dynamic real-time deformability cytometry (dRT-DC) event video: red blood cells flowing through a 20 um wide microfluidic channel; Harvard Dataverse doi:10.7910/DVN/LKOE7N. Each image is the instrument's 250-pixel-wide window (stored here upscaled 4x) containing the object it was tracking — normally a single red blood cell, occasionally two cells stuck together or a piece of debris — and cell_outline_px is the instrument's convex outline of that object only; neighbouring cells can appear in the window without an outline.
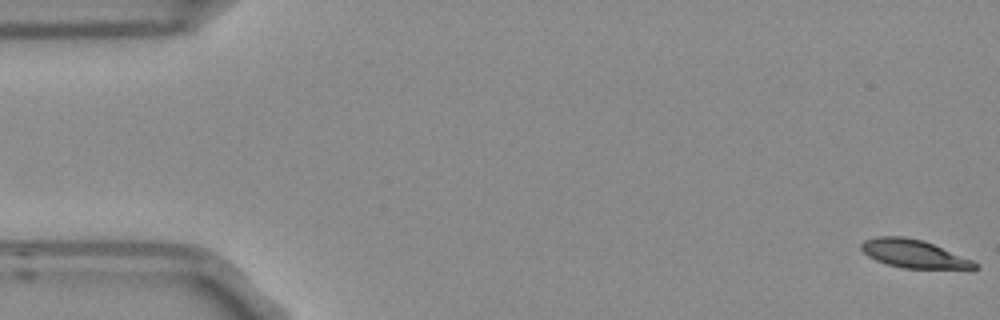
{"species": "Egyptian fruit bat (a non-hibernating species)", "species_latin": "Rousettus aegyptiacus", "temperature_condition": "room temperature", "stored_images_in_passage": 5, "segment_of_instrument_passage": [2, 2], "camera_frame_rate_fps": 3000, "um_per_image_px": 0.085, "frame": {"image": 1, "passage_image": 5, "time_ms": 1.333, "image_size_px": [1000, 320], "cell_outline_px": [[980, 268], [904, 268], [888, 264], [876, 260], [868, 256], [860, 248], [860, 244], [864, 240], [876, 236], [900, 236], [924, 240], [972, 260], [980, 264]], "centroid_in_image_um": [77.64, 21.55], "position_along_channel_um": 7.4, "area_um2": 18.44}}